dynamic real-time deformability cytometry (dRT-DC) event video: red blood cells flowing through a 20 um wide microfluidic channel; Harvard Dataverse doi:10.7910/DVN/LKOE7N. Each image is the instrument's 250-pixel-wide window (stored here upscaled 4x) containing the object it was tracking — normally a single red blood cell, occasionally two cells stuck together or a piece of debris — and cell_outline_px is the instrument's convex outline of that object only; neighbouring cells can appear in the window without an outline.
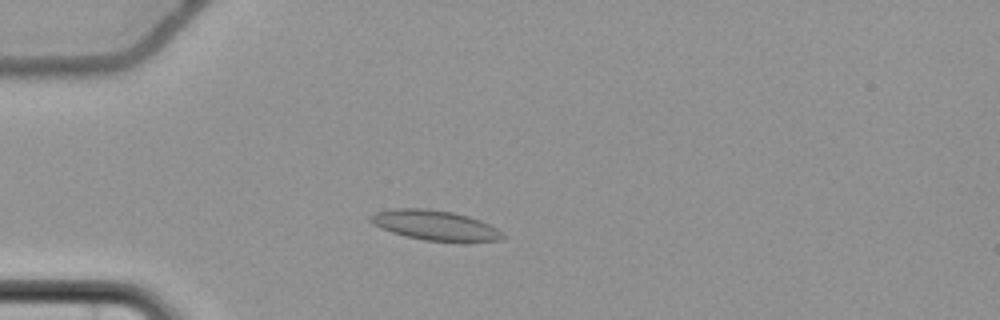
{"species": "common noctule bat (a hibernating species)", "species_latin": "Nyctalus noctula", "temperature_condition": "cold", "stored_images_in_passage": 55, "camera_frame_rate_fps": 3000, "um_per_image_px": 0.085, "animal": {"sex": "female", "body_mass_g": 22.7, "forearm_length_mm": 54.2}, "frame": {"image": 1, "passage_image": 14, "time_ms": 4.333, "image_size_px": [1000, 320], "cell_outline_px": [[508, 236], [500, 240], [424, 240], [404, 236], [380, 228], [372, 224], [368, 220], [368, 216], [376, 212], [396, 208], [424, 208], [452, 212], [468, 216], [480, 220], [496, 228]], "centroid_in_image_um": [36.91, 19.12], "position_along_channel_um": 48.1, "area_um2": 22.72}}
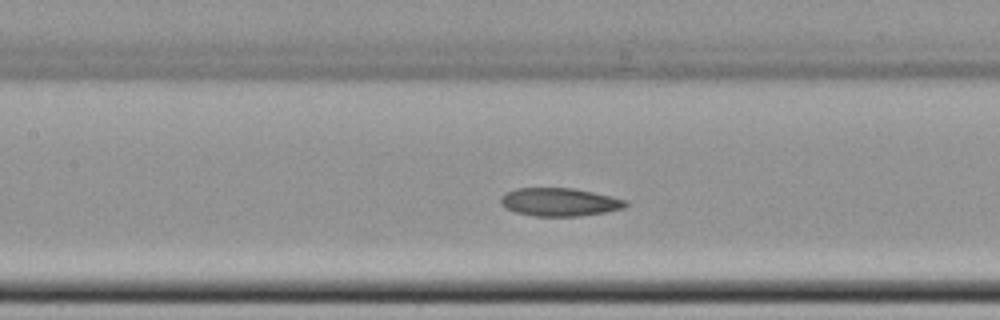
{"frame": {"image": 2, "passage_image": 25, "time_ms": 8.0, "image_size_px": [1000, 320], "cell_outline_px": [[628, 204], [624, 208], [604, 212], [580, 216], [532, 216], [516, 212], [504, 208], [500, 204], [500, 196], [504, 192], [516, 188], [576, 188], [612, 196], [628, 200]], "centroid_in_image_um": [47.53, 17.16], "position_along_channel_um": 159.9, "area_um2": 20.81}}
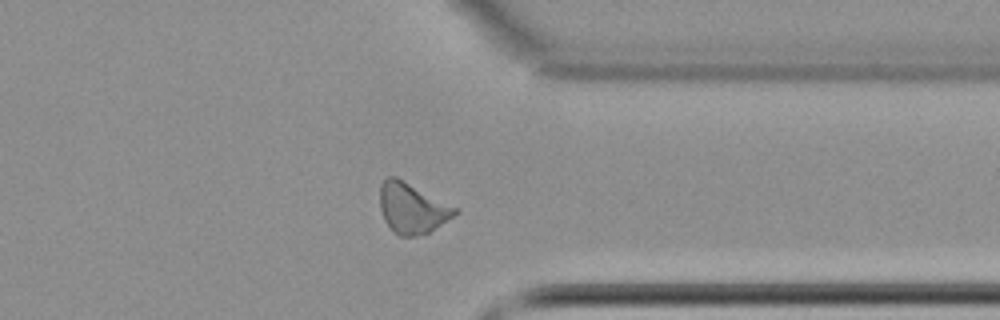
{"frame": {"image": 3, "passage_image": 43, "time_ms": 14.0, "image_size_px": [1000, 320], "cell_outline_px": [[460, 212], [428, 232], [416, 236], [400, 236], [392, 232], [384, 220], [380, 208], [380, 184], [388, 176], [396, 176], [460, 208]], "centroid_in_image_um": [35.04, 17.68], "position_along_channel_um": 376.4, "area_um2": 22.31}}